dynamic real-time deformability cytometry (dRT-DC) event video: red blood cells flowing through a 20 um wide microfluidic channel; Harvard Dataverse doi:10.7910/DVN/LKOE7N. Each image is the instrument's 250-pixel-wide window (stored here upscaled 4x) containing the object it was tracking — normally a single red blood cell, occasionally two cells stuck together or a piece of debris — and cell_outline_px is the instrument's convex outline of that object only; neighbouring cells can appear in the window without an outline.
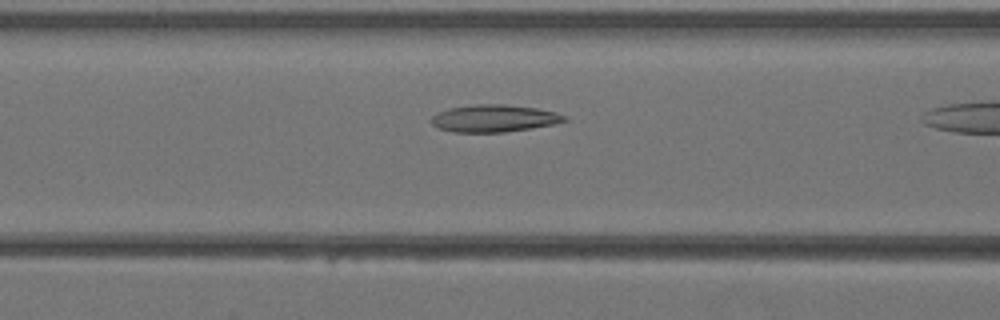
{"species": "Egyptian fruit bat (a non-hibernating species)", "species_latin": "Rousettus aegyptiacus", "temperature_condition": "warm", "stored_images_in_passage": 11, "camera_frame_rate_fps": 3000, "um_per_image_px": 0.085, "animal": {"sex": "female"}, "frame": {"image": 1, "passage_image": 10, "time_ms": 3.0, "image_size_px": [1000, 320], "cell_outline_px": [[568, 120], [552, 124], [532, 128], [504, 132], [452, 132], [436, 128], [428, 120], [432, 116], [448, 108], [472, 104], [504, 104], [536, 108], [556, 112], [568, 116]], "centroid_in_image_um": [41.97, 10.06], "position_along_channel_um": 124.6, "area_um2": 21.33}}